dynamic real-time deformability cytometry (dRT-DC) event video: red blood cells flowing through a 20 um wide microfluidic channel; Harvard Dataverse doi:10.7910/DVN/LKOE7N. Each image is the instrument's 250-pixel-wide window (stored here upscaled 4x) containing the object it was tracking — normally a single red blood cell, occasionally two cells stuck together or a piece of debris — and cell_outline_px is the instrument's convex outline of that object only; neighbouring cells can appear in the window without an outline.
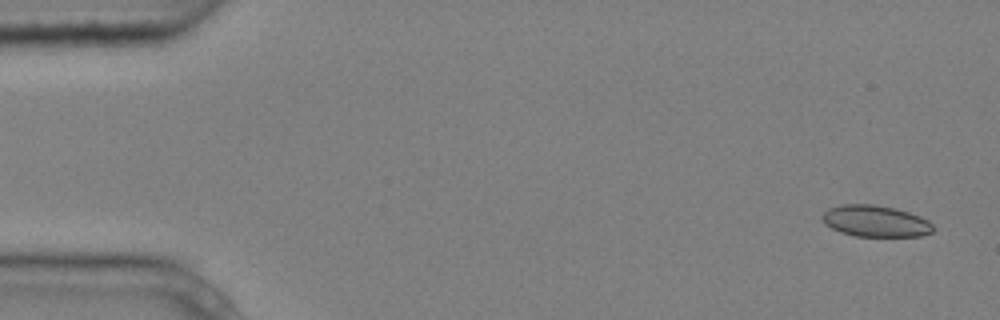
{"species": "common noctule bat (a hibernating species)", "species_latin": "Nyctalus noctula", "temperature_condition": "cold", "stored_images_in_passage": 4, "segment_of_instrument_passage": [2, 2], "camera_frame_rate_fps": 3000, "um_per_image_px": 0.085, "animal": {"sex": "male", "body_mass_g": 20.4}, "frame": {"image": 1, "passage_image": 4, "time_ms": 1.0, "image_size_px": [1000, 320], "cell_outline_px": [[936, 228], [932, 232], [920, 236], [852, 236], [840, 232], [824, 224], [820, 220], [820, 216], [828, 208], [840, 204], [872, 204], [896, 208], [920, 216], [928, 220]], "centroid_in_image_um": [74.38, 18.79], "position_along_channel_um": 10.6, "area_um2": 20.63}}